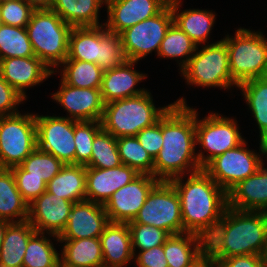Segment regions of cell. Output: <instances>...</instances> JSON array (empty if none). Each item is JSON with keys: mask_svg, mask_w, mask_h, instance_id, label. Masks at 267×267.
Here are the masks:
<instances>
[{"mask_svg": "<svg viewBox=\"0 0 267 267\" xmlns=\"http://www.w3.org/2000/svg\"><path fill=\"white\" fill-rule=\"evenodd\" d=\"M26 28L0 25V60L11 57H33Z\"/></svg>", "mask_w": 267, "mask_h": 267, "instance_id": "cell-37", "label": "cell"}, {"mask_svg": "<svg viewBox=\"0 0 267 267\" xmlns=\"http://www.w3.org/2000/svg\"><path fill=\"white\" fill-rule=\"evenodd\" d=\"M190 267H218V266H217V261L207 252H205Z\"/></svg>", "mask_w": 267, "mask_h": 267, "instance_id": "cell-49", "label": "cell"}, {"mask_svg": "<svg viewBox=\"0 0 267 267\" xmlns=\"http://www.w3.org/2000/svg\"><path fill=\"white\" fill-rule=\"evenodd\" d=\"M181 4V0H169L173 23L186 33L197 46L201 43L204 45L209 40L216 14L212 10L201 9H185L179 12Z\"/></svg>", "mask_w": 267, "mask_h": 267, "instance_id": "cell-24", "label": "cell"}, {"mask_svg": "<svg viewBox=\"0 0 267 267\" xmlns=\"http://www.w3.org/2000/svg\"><path fill=\"white\" fill-rule=\"evenodd\" d=\"M116 140L122 164L135 169L139 174L153 176L154 159L142 147L136 136L118 137Z\"/></svg>", "mask_w": 267, "mask_h": 267, "instance_id": "cell-36", "label": "cell"}, {"mask_svg": "<svg viewBox=\"0 0 267 267\" xmlns=\"http://www.w3.org/2000/svg\"><path fill=\"white\" fill-rule=\"evenodd\" d=\"M227 46L232 79L244 81L267 77V39L260 31L238 28L235 36L222 39Z\"/></svg>", "mask_w": 267, "mask_h": 267, "instance_id": "cell-6", "label": "cell"}, {"mask_svg": "<svg viewBox=\"0 0 267 267\" xmlns=\"http://www.w3.org/2000/svg\"><path fill=\"white\" fill-rule=\"evenodd\" d=\"M24 100L26 99L12 88L0 75V116L19 113L17 106L24 102Z\"/></svg>", "mask_w": 267, "mask_h": 267, "instance_id": "cell-46", "label": "cell"}, {"mask_svg": "<svg viewBox=\"0 0 267 267\" xmlns=\"http://www.w3.org/2000/svg\"><path fill=\"white\" fill-rule=\"evenodd\" d=\"M34 9L24 0H14L0 4L1 24L26 28Z\"/></svg>", "mask_w": 267, "mask_h": 267, "instance_id": "cell-43", "label": "cell"}, {"mask_svg": "<svg viewBox=\"0 0 267 267\" xmlns=\"http://www.w3.org/2000/svg\"><path fill=\"white\" fill-rule=\"evenodd\" d=\"M131 235V245L133 254L139 251L149 250L150 248L164 245L166 240L171 236L167 231L149 226L147 224L135 223L133 220L128 222Z\"/></svg>", "mask_w": 267, "mask_h": 267, "instance_id": "cell-42", "label": "cell"}, {"mask_svg": "<svg viewBox=\"0 0 267 267\" xmlns=\"http://www.w3.org/2000/svg\"><path fill=\"white\" fill-rule=\"evenodd\" d=\"M59 67H63L61 78L66 84L76 88L101 89L104 71L97 64L67 57Z\"/></svg>", "mask_w": 267, "mask_h": 267, "instance_id": "cell-33", "label": "cell"}, {"mask_svg": "<svg viewBox=\"0 0 267 267\" xmlns=\"http://www.w3.org/2000/svg\"><path fill=\"white\" fill-rule=\"evenodd\" d=\"M35 233L28 220L9 223L1 246L0 267H23L27 244Z\"/></svg>", "mask_w": 267, "mask_h": 267, "instance_id": "cell-27", "label": "cell"}, {"mask_svg": "<svg viewBox=\"0 0 267 267\" xmlns=\"http://www.w3.org/2000/svg\"><path fill=\"white\" fill-rule=\"evenodd\" d=\"M102 130L101 121H75V164L86 166L91 160L94 137Z\"/></svg>", "mask_w": 267, "mask_h": 267, "instance_id": "cell-41", "label": "cell"}, {"mask_svg": "<svg viewBox=\"0 0 267 267\" xmlns=\"http://www.w3.org/2000/svg\"><path fill=\"white\" fill-rule=\"evenodd\" d=\"M213 258L264 255L267 249V212L227 207L222 219L205 239Z\"/></svg>", "mask_w": 267, "mask_h": 267, "instance_id": "cell-3", "label": "cell"}, {"mask_svg": "<svg viewBox=\"0 0 267 267\" xmlns=\"http://www.w3.org/2000/svg\"><path fill=\"white\" fill-rule=\"evenodd\" d=\"M10 222L5 221V220H0V251H1V246L4 240V236L7 230V226Z\"/></svg>", "mask_w": 267, "mask_h": 267, "instance_id": "cell-51", "label": "cell"}, {"mask_svg": "<svg viewBox=\"0 0 267 267\" xmlns=\"http://www.w3.org/2000/svg\"><path fill=\"white\" fill-rule=\"evenodd\" d=\"M100 25L73 27L69 35L68 58L98 65Z\"/></svg>", "mask_w": 267, "mask_h": 267, "instance_id": "cell-32", "label": "cell"}, {"mask_svg": "<svg viewBox=\"0 0 267 267\" xmlns=\"http://www.w3.org/2000/svg\"><path fill=\"white\" fill-rule=\"evenodd\" d=\"M59 90L52 99L66 110L69 119L75 121H101L105 103L100 89L76 88L62 79Z\"/></svg>", "mask_w": 267, "mask_h": 267, "instance_id": "cell-15", "label": "cell"}, {"mask_svg": "<svg viewBox=\"0 0 267 267\" xmlns=\"http://www.w3.org/2000/svg\"><path fill=\"white\" fill-rule=\"evenodd\" d=\"M74 203L48 191L28 205V221L36 232L59 236L67 224Z\"/></svg>", "mask_w": 267, "mask_h": 267, "instance_id": "cell-17", "label": "cell"}, {"mask_svg": "<svg viewBox=\"0 0 267 267\" xmlns=\"http://www.w3.org/2000/svg\"><path fill=\"white\" fill-rule=\"evenodd\" d=\"M227 195L230 208L267 212V167L263 164L253 175L234 186Z\"/></svg>", "mask_w": 267, "mask_h": 267, "instance_id": "cell-21", "label": "cell"}, {"mask_svg": "<svg viewBox=\"0 0 267 267\" xmlns=\"http://www.w3.org/2000/svg\"><path fill=\"white\" fill-rule=\"evenodd\" d=\"M187 176L185 183L186 175L169 181L180 198L183 233L206 239L222 219L228 195L203 169Z\"/></svg>", "mask_w": 267, "mask_h": 267, "instance_id": "cell-2", "label": "cell"}, {"mask_svg": "<svg viewBox=\"0 0 267 267\" xmlns=\"http://www.w3.org/2000/svg\"><path fill=\"white\" fill-rule=\"evenodd\" d=\"M36 148L35 114L0 116V168L20 165Z\"/></svg>", "mask_w": 267, "mask_h": 267, "instance_id": "cell-9", "label": "cell"}, {"mask_svg": "<svg viewBox=\"0 0 267 267\" xmlns=\"http://www.w3.org/2000/svg\"><path fill=\"white\" fill-rule=\"evenodd\" d=\"M34 10L51 9L54 4V0H24Z\"/></svg>", "mask_w": 267, "mask_h": 267, "instance_id": "cell-50", "label": "cell"}, {"mask_svg": "<svg viewBox=\"0 0 267 267\" xmlns=\"http://www.w3.org/2000/svg\"><path fill=\"white\" fill-rule=\"evenodd\" d=\"M238 88L258 125L260 141L267 143V77L244 81Z\"/></svg>", "mask_w": 267, "mask_h": 267, "instance_id": "cell-31", "label": "cell"}, {"mask_svg": "<svg viewBox=\"0 0 267 267\" xmlns=\"http://www.w3.org/2000/svg\"><path fill=\"white\" fill-rule=\"evenodd\" d=\"M136 63L126 60L119 67L104 72L100 91L105 104L113 100L137 96L146 91L144 88H135L147 77L133 69Z\"/></svg>", "mask_w": 267, "mask_h": 267, "instance_id": "cell-22", "label": "cell"}, {"mask_svg": "<svg viewBox=\"0 0 267 267\" xmlns=\"http://www.w3.org/2000/svg\"><path fill=\"white\" fill-rule=\"evenodd\" d=\"M109 223L104 205L89 200L78 201L68 212L67 224L57 239L100 237Z\"/></svg>", "mask_w": 267, "mask_h": 267, "instance_id": "cell-16", "label": "cell"}, {"mask_svg": "<svg viewBox=\"0 0 267 267\" xmlns=\"http://www.w3.org/2000/svg\"><path fill=\"white\" fill-rule=\"evenodd\" d=\"M214 259L218 267H266L262 255H240Z\"/></svg>", "mask_w": 267, "mask_h": 267, "instance_id": "cell-48", "label": "cell"}, {"mask_svg": "<svg viewBox=\"0 0 267 267\" xmlns=\"http://www.w3.org/2000/svg\"><path fill=\"white\" fill-rule=\"evenodd\" d=\"M20 166L26 171V176L41 178L47 184L60 172L64 164L52 154L36 148Z\"/></svg>", "mask_w": 267, "mask_h": 267, "instance_id": "cell-40", "label": "cell"}, {"mask_svg": "<svg viewBox=\"0 0 267 267\" xmlns=\"http://www.w3.org/2000/svg\"><path fill=\"white\" fill-rule=\"evenodd\" d=\"M195 109L196 144L203 150L197 152L198 163L203 169L212 159L240 145L245 139L234 118L223 117L218 113H210L203 119L198 118ZM200 119V120H199ZM208 152L207 155H204Z\"/></svg>", "mask_w": 267, "mask_h": 267, "instance_id": "cell-10", "label": "cell"}, {"mask_svg": "<svg viewBox=\"0 0 267 267\" xmlns=\"http://www.w3.org/2000/svg\"><path fill=\"white\" fill-rule=\"evenodd\" d=\"M259 152L250 150L244 140L240 145L212 159L203 170L228 193L240 181L253 175L263 164L261 154L266 155L267 143L259 141Z\"/></svg>", "mask_w": 267, "mask_h": 267, "instance_id": "cell-8", "label": "cell"}, {"mask_svg": "<svg viewBox=\"0 0 267 267\" xmlns=\"http://www.w3.org/2000/svg\"><path fill=\"white\" fill-rule=\"evenodd\" d=\"M46 191L73 203L86 200V166L64 165L47 183Z\"/></svg>", "mask_w": 267, "mask_h": 267, "instance_id": "cell-28", "label": "cell"}, {"mask_svg": "<svg viewBox=\"0 0 267 267\" xmlns=\"http://www.w3.org/2000/svg\"><path fill=\"white\" fill-rule=\"evenodd\" d=\"M10 169L14 174L17 189L28 205L46 191L47 184L41 178L26 176V171L20 165Z\"/></svg>", "mask_w": 267, "mask_h": 267, "instance_id": "cell-44", "label": "cell"}, {"mask_svg": "<svg viewBox=\"0 0 267 267\" xmlns=\"http://www.w3.org/2000/svg\"><path fill=\"white\" fill-rule=\"evenodd\" d=\"M263 257H264L265 264H266V267H267V250H266V252L264 253Z\"/></svg>", "mask_w": 267, "mask_h": 267, "instance_id": "cell-52", "label": "cell"}, {"mask_svg": "<svg viewBox=\"0 0 267 267\" xmlns=\"http://www.w3.org/2000/svg\"><path fill=\"white\" fill-rule=\"evenodd\" d=\"M173 23L169 3L155 16L147 18L120 33L127 60L138 62L148 54H158L162 40Z\"/></svg>", "mask_w": 267, "mask_h": 267, "instance_id": "cell-12", "label": "cell"}, {"mask_svg": "<svg viewBox=\"0 0 267 267\" xmlns=\"http://www.w3.org/2000/svg\"><path fill=\"white\" fill-rule=\"evenodd\" d=\"M0 220L10 223L28 220V204L17 189L12 170L8 168H0Z\"/></svg>", "mask_w": 267, "mask_h": 267, "instance_id": "cell-30", "label": "cell"}, {"mask_svg": "<svg viewBox=\"0 0 267 267\" xmlns=\"http://www.w3.org/2000/svg\"><path fill=\"white\" fill-rule=\"evenodd\" d=\"M72 28L52 9L34 10L26 26L35 57L53 72L60 73L56 68L68 57L69 35Z\"/></svg>", "mask_w": 267, "mask_h": 267, "instance_id": "cell-5", "label": "cell"}, {"mask_svg": "<svg viewBox=\"0 0 267 267\" xmlns=\"http://www.w3.org/2000/svg\"><path fill=\"white\" fill-rule=\"evenodd\" d=\"M36 232L26 247L23 258V267H58L60 253L54 247L49 237L58 238L56 235Z\"/></svg>", "mask_w": 267, "mask_h": 267, "instance_id": "cell-34", "label": "cell"}, {"mask_svg": "<svg viewBox=\"0 0 267 267\" xmlns=\"http://www.w3.org/2000/svg\"><path fill=\"white\" fill-rule=\"evenodd\" d=\"M159 182L152 175L140 174L113 193L104 204L110 222L128 223L134 220L149 193Z\"/></svg>", "mask_w": 267, "mask_h": 267, "instance_id": "cell-14", "label": "cell"}, {"mask_svg": "<svg viewBox=\"0 0 267 267\" xmlns=\"http://www.w3.org/2000/svg\"><path fill=\"white\" fill-rule=\"evenodd\" d=\"M10 1H14V0H0V4L10 2Z\"/></svg>", "mask_w": 267, "mask_h": 267, "instance_id": "cell-53", "label": "cell"}, {"mask_svg": "<svg viewBox=\"0 0 267 267\" xmlns=\"http://www.w3.org/2000/svg\"><path fill=\"white\" fill-rule=\"evenodd\" d=\"M134 255V261L137 267H169L163 245L150 248L149 250L139 251Z\"/></svg>", "mask_w": 267, "mask_h": 267, "instance_id": "cell-47", "label": "cell"}, {"mask_svg": "<svg viewBox=\"0 0 267 267\" xmlns=\"http://www.w3.org/2000/svg\"><path fill=\"white\" fill-rule=\"evenodd\" d=\"M54 73L35 56L0 60V75L25 99H27L25 89L41 84Z\"/></svg>", "mask_w": 267, "mask_h": 267, "instance_id": "cell-19", "label": "cell"}, {"mask_svg": "<svg viewBox=\"0 0 267 267\" xmlns=\"http://www.w3.org/2000/svg\"><path fill=\"white\" fill-rule=\"evenodd\" d=\"M121 164L116 138L102 129L94 137L91 160L86 167L107 169Z\"/></svg>", "mask_w": 267, "mask_h": 267, "instance_id": "cell-38", "label": "cell"}, {"mask_svg": "<svg viewBox=\"0 0 267 267\" xmlns=\"http://www.w3.org/2000/svg\"><path fill=\"white\" fill-rule=\"evenodd\" d=\"M106 0H54L51 8L72 27L99 26V9Z\"/></svg>", "mask_w": 267, "mask_h": 267, "instance_id": "cell-29", "label": "cell"}, {"mask_svg": "<svg viewBox=\"0 0 267 267\" xmlns=\"http://www.w3.org/2000/svg\"><path fill=\"white\" fill-rule=\"evenodd\" d=\"M99 239L104 267H124L134 259L128 223L110 222Z\"/></svg>", "mask_w": 267, "mask_h": 267, "instance_id": "cell-23", "label": "cell"}, {"mask_svg": "<svg viewBox=\"0 0 267 267\" xmlns=\"http://www.w3.org/2000/svg\"><path fill=\"white\" fill-rule=\"evenodd\" d=\"M152 98L146 90L137 96L106 103L102 129L118 138L136 136L142 129L154 125L174 103L156 108Z\"/></svg>", "mask_w": 267, "mask_h": 267, "instance_id": "cell-4", "label": "cell"}, {"mask_svg": "<svg viewBox=\"0 0 267 267\" xmlns=\"http://www.w3.org/2000/svg\"><path fill=\"white\" fill-rule=\"evenodd\" d=\"M133 221L163 229L170 235L183 233L180 198L174 186L168 181H160Z\"/></svg>", "mask_w": 267, "mask_h": 267, "instance_id": "cell-11", "label": "cell"}, {"mask_svg": "<svg viewBox=\"0 0 267 267\" xmlns=\"http://www.w3.org/2000/svg\"><path fill=\"white\" fill-rule=\"evenodd\" d=\"M142 147L152 156L153 159L159 154L162 143V117L154 125L142 129L136 135Z\"/></svg>", "mask_w": 267, "mask_h": 267, "instance_id": "cell-45", "label": "cell"}, {"mask_svg": "<svg viewBox=\"0 0 267 267\" xmlns=\"http://www.w3.org/2000/svg\"><path fill=\"white\" fill-rule=\"evenodd\" d=\"M198 46L188 64L180 71L188 85L197 87H221L230 89L238 84L232 79L226 43L221 39L215 43ZM198 50V51H197Z\"/></svg>", "mask_w": 267, "mask_h": 267, "instance_id": "cell-7", "label": "cell"}, {"mask_svg": "<svg viewBox=\"0 0 267 267\" xmlns=\"http://www.w3.org/2000/svg\"><path fill=\"white\" fill-rule=\"evenodd\" d=\"M37 148L52 154L64 165L75 164L74 120L35 114Z\"/></svg>", "mask_w": 267, "mask_h": 267, "instance_id": "cell-13", "label": "cell"}, {"mask_svg": "<svg viewBox=\"0 0 267 267\" xmlns=\"http://www.w3.org/2000/svg\"><path fill=\"white\" fill-rule=\"evenodd\" d=\"M139 175L124 164L107 169L86 167V200L104 205L113 193Z\"/></svg>", "mask_w": 267, "mask_h": 267, "instance_id": "cell-20", "label": "cell"}, {"mask_svg": "<svg viewBox=\"0 0 267 267\" xmlns=\"http://www.w3.org/2000/svg\"><path fill=\"white\" fill-rule=\"evenodd\" d=\"M169 0H106L107 22L105 28L120 34L127 28L157 15Z\"/></svg>", "mask_w": 267, "mask_h": 267, "instance_id": "cell-18", "label": "cell"}, {"mask_svg": "<svg viewBox=\"0 0 267 267\" xmlns=\"http://www.w3.org/2000/svg\"><path fill=\"white\" fill-rule=\"evenodd\" d=\"M197 45L177 25L171 24L162 40L157 56L160 58L180 59V71L188 64L195 53ZM183 58V59H182Z\"/></svg>", "mask_w": 267, "mask_h": 267, "instance_id": "cell-35", "label": "cell"}, {"mask_svg": "<svg viewBox=\"0 0 267 267\" xmlns=\"http://www.w3.org/2000/svg\"><path fill=\"white\" fill-rule=\"evenodd\" d=\"M162 137V148L153 165L157 180L169 182L202 170L195 155V109L187 105L185 98L177 99L162 116Z\"/></svg>", "mask_w": 267, "mask_h": 267, "instance_id": "cell-1", "label": "cell"}, {"mask_svg": "<svg viewBox=\"0 0 267 267\" xmlns=\"http://www.w3.org/2000/svg\"><path fill=\"white\" fill-rule=\"evenodd\" d=\"M169 267H190L205 252V239L193 233L171 235L163 245Z\"/></svg>", "mask_w": 267, "mask_h": 267, "instance_id": "cell-26", "label": "cell"}, {"mask_svg": "<svg viewBox=\"0 0 267 267\" xmlns=\"http://www.w3.org/2000/svg\"><path fill=\"white\" fill-rule=\"evenodd\" d=\"M64 243L60 263L65 267H104L99 237L82 239H57Z\"/></svg>", "mask_w": 267, "mask_h": 267, "instance_id": "cell-25", "label": "cell"}, {"mask_svg": "<svg viewBox=\"0 0 267 267\" xmlns=\"http://www.w3.org/2000/svg\"><path fill=\"white\" fill-rule=\"evenodd\" d=\"M120 34L108 31L100 25L98 66L105 72L119 67L126 61Z\"/></svg>", "mask_w": 267, "mask_h": 267, "instance_id": "cell-39", "label": "cell"}]
</instances>
